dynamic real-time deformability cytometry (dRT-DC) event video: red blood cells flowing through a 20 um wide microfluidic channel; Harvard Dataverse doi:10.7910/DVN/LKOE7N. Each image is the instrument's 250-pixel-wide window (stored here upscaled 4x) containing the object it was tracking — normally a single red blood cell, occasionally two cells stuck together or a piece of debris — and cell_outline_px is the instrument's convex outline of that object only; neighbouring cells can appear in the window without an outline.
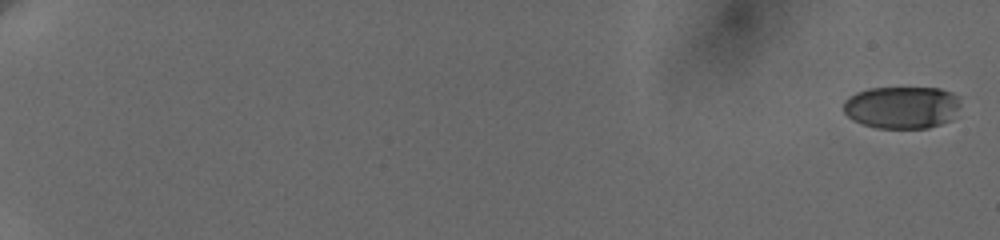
{"species": "human", "species_latin": "Homo sapiens", "temperature_condition": "cold", "stored_images_in_passage": 34, "camera_frame_rate_fps": 3000, "um_per_image_px": 0.085, "donor": {"sex": "female"}, "frame": {"image": 1, "passage_image": 1, "time_ms": 0.0, "image_size_px": [1000, 240], "cell_outline_px": [[960, 104], [952, 120], [928, 128], [876, 128], [852, 120], [844, 112], [844, 100], [848, 96], [856, 92], [868, 88], [940, 88], [952, 92], [956, 96]], "centroid_in_image_um": [76.65, 9.12], "position_along_channel_um": 8.4, "area_um2": 29.02}}
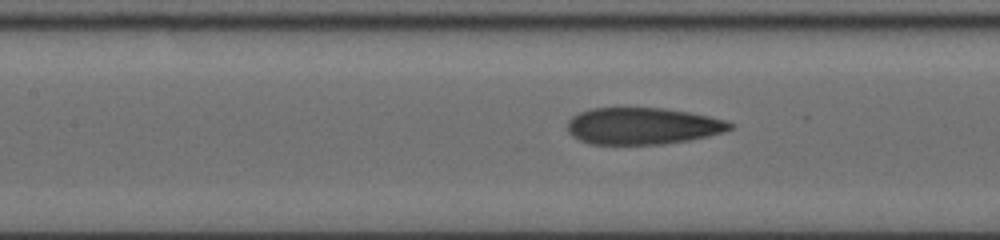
{"frame": {"image": 2, "passage_image": 20, "time_ms": 10.333, "image_size_px": [1000, 240], "cell_outline_px": [[732, 128], [708, 136], [688, 140], [664, 144], [588, 144], [572, 136], [568, 132], [568, 120], [572, 116], [580, 112], [592, 108], [664, 108], [688, 112], [708, 116], [724, 120], [732, 124]], "centroid_in_image_um": [54.57, 10.71], "position_along_channel_um": 152.8, "area_um2": 34.62}}
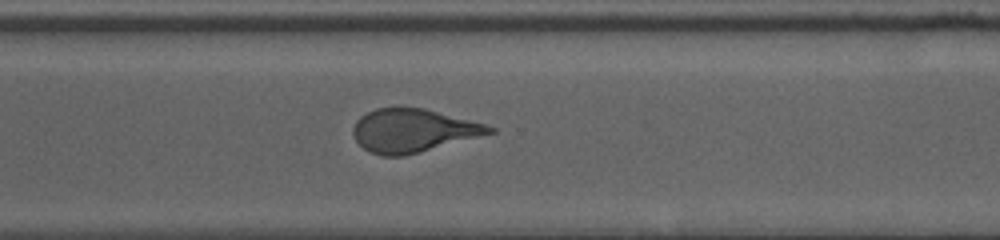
{"frame": {"image": 3, "passage_image": 34, "time_ms": 15.333, "image_size_px": [1000, 240], "cell_outline_px": [[496, 132], [404, 156], [380, 156], [364, 148], [356, 140], [352, 132], [352, 128], [356, 120], [360, 116], [376, 108], [424, 108], [484, 124], [496, 128]], "centroid_in_image_um": [35.08, 11.1], "position_along_channel_um": 335.5, "area_um2": 33.99}}